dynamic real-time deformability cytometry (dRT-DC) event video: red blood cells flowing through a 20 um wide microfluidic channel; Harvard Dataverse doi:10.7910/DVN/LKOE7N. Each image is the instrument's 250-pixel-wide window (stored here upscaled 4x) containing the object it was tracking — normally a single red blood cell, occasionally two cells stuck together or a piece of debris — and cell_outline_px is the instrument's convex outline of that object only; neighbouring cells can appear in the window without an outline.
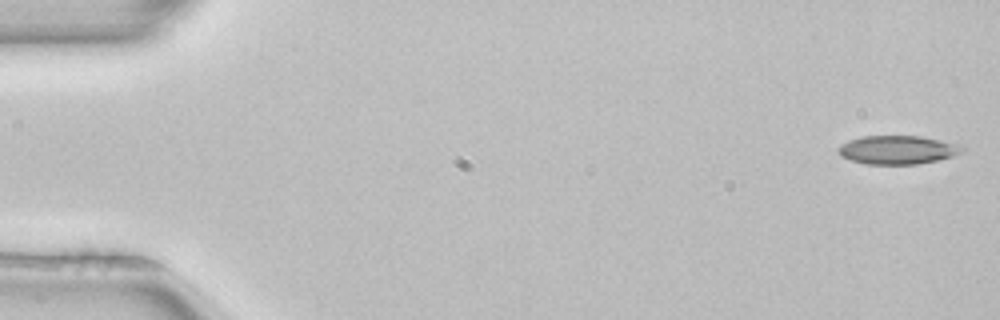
{"species": "common noctule bat (a hibernating species)", "species_latin": "Nyctalus noctula", "temperature_condition": "room temperature", "stored_images_in_passage": 51, "camera_frame_rate_fps": 3000, "um_per_image_px": 0.085, "animal": {"sex": "female", "body_mass_g": 22.7, "forearm_length_mm": 54.2}, "frame": {"image": 1, "passage_image": 1, "time_ms": 0.0, "image_size_px": [1000, 320], "cell_outline_px": [[964, 148], [960, 152], [952, 156], [936, 160], [916, 164], [864, 164], [840, 156], [836, 152], [836, 148], [840, 144], [848, 140], [864, 136], [920, 136], [960, 144]], "centroid_in_image_um": [76.22, 12.73], "position_along_channel_um": 8.8, "area_um2": 20.63}}
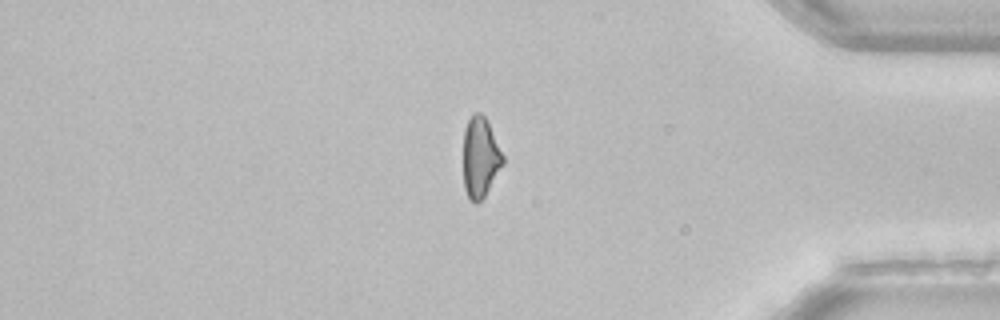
{"frame": {"image": 2, "passage_image": 43, "time_ms": 14.0, "image_size_px": [1000, 320], "cell_outline_px": [[504, 164], [484, 196], [476, 204], [472, 204], [468, 200], [464, 188], [464, 128], [472, 112], [480, 112], [484, 116], [504, 156]], "centroid_in_image_um": [40.81, 13.4], "position_along_channel_um": 394.4, "area_um2": 18.55}}
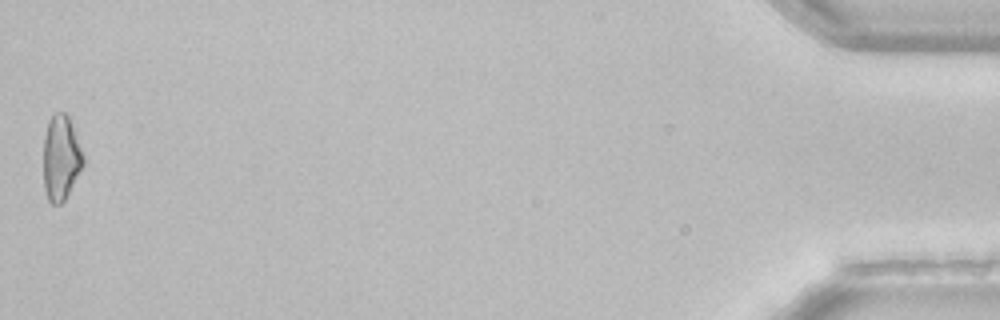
{"frame": {"image": 3, "passage_image": 51, "time_ms": 16.667, "image_size_px": [1000, 320], "cell_outline_px": [[84, 164], [64, 200], [60, 204], [52, 204], [48, 200], [44, 188], [44, 136], [48, 120], [56, 112], [64, 112], [68, 116], [84, 156]], "centroid_in_image_um": [5.17, 13.41], "position_along_channel_um": 430.0, "area_um2": 19.48}, "authors_computed_cell_mechanics": {"area_um2": 20.6346, "velocity_mm_per_s": 3.9865, "shape_relaxation_time_tau1_ms": null, "shape_relaxation_time_tau2_ms": 4.8717, "deformation_change_tau1": null, "deformation_change_tau2": 0.1149}}